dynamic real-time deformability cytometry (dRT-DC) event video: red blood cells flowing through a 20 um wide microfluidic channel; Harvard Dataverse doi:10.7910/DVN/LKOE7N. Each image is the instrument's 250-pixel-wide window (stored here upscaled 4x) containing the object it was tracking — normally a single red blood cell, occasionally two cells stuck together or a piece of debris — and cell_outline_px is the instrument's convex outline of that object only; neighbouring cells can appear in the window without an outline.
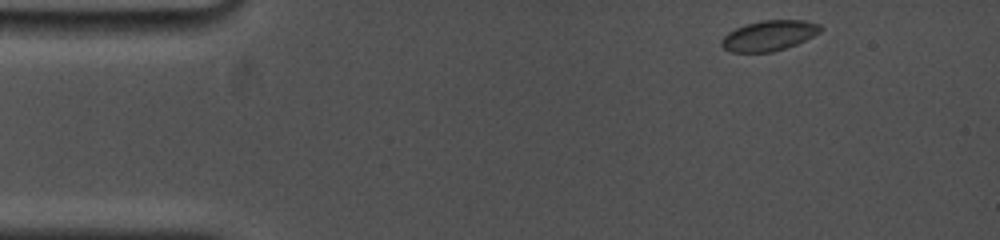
{"species": "common noctule bat (a hibernating species)", "species_latin": "Nyctalus noctula", "temperature_condition": "cold", "stored_images_in_passage": 36, "camera_frame_rate_fps": 5000, "um_per_image_px": 0.085, "animal": {"sex": "female", "body_mass_g": 19.0, "forearm_length_mm": 53.3}, "frame": {"image": 1, "passage_image": 1, "time_ms": 0.0, "image_size_px": [1000, 240], "cell_outline_px": [[824, 28], [820, 32], [796, 44], [772, 52], [732, 52], [724, 48], [720, 44], [720, 40], [728, 32], [744, 24], [764, 20], [804, 20], [820, 24]], "centroid_in_image_um": [65.36, 3.01], "position_along_channel_um": 19.6, "area_um2": 17.46}}
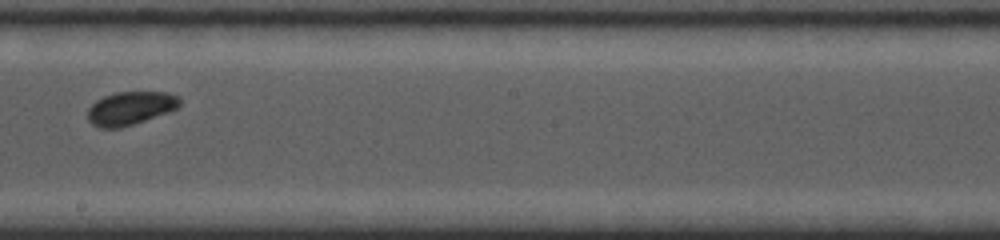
{"frame": {"image": 2, "passage_image": 20, "time_ms": 8.0, "image_size_px": [1000, 240], "cell_outline_px": [[180, 108], [120, 128], [100, 128], [92, 124], [88, 120], [88, 108], [96, 100], [104, 96], [116, 92], [164, 92], [180, 96]], "centroid_in_image_um": [11.09, 9.19], "position_along_channel_um": 237.1, "area_um2": 17.86}}
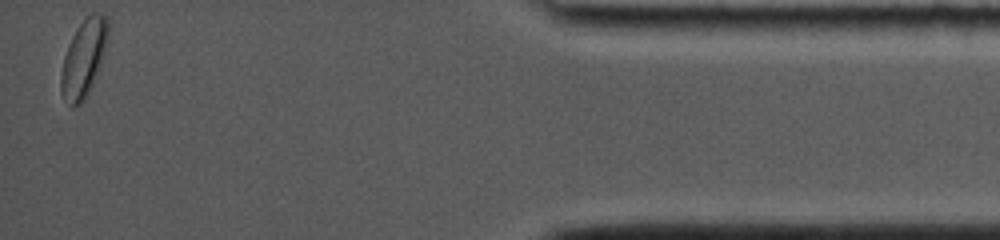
{"frame": {"image": 3, "passage_image": 36, "time_ms": 14.6, "image_size_px": [1000, 240], "cell_outline_px": [[108, 36], [100, 64], [92, 88], [84, 100], [80, 104], [72, 108], [64, 96], [60, 88], [60, 76], [64, 56], [68, 44], [76, 28], [92, 12], [100, 12], [108, 16]], "centroid_in_image_um": [7.12, 4.93], "position_along_channel_um": 428.1, "area_um2": 21.1}, "authors_computed_cell_mechanics": {"area_um2": 17.8891, "velocity_mm_per_s": 3.7147, "shape_relaxation_time_tau1_ms": 1.3801, "shape_relaxation_time_tau2_ms": null, "deformation_change_tau1": 0.0632, "deformation_change_tau2": null}}